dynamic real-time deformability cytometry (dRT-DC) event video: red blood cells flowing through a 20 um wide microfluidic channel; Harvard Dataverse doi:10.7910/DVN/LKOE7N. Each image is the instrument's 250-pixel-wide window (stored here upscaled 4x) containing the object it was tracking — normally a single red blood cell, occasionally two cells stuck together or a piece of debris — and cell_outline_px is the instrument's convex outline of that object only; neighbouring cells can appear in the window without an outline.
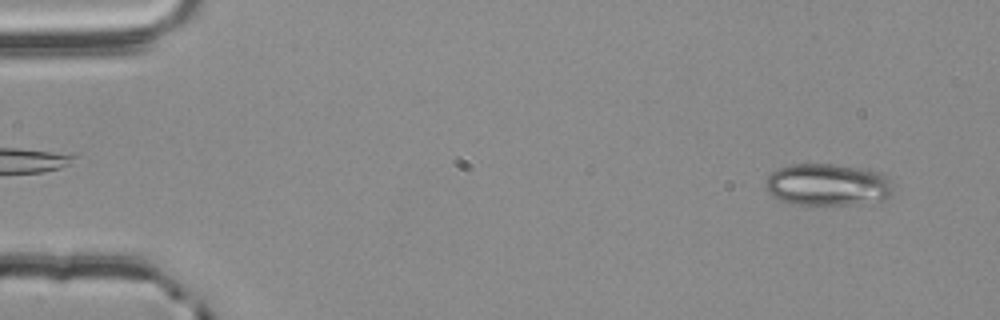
{"species": "common noctule bat (a hibernating species)", "species_latin": "Nyctalus noctula", "temperature_condition": "room temperature", "stored_images_in_passage": 56, "camera_frame_rate_fps": 3000, "um_per_image_px": 0.085, "animal": {"sex": "male", "body_mass_g": 20.4}, "frame": {"image": 1, "passage_image": 4, "time_ms": 1.0, "image_size_px": [1000, 320], "cell_outline_px": [[892, 192], [884, 200], [848, 204], [792, 204], [780, 200], [772, 196], [768, 192], [764, 184], [764, 180], [776, 168], [792, 164], [832, 164], [880, 172], [888, 176], [892, 180]], "centroid_in_image_um": [70.31, 15.69], "position_along_channel_um": 14.7, "area_um2": 31.27}}
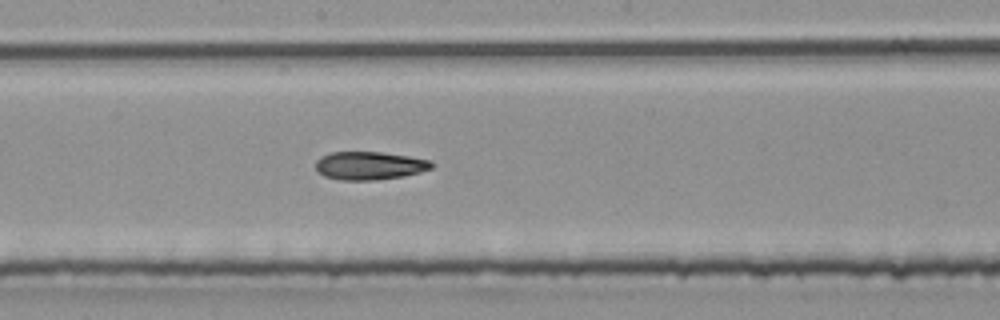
{"frame": {"image": 2, "passage_image": 30, "time_ms": 9.667, "image_size_px": [1000, 320], "cell_outline_px": [[432, 168], [420, 172], [404, 176], [372, 180], [340, 180], [324, 176], [316, 168], [316, 160], [320, 156], [332, 152], [380, 152], [408, 156], [432, 160]], "centroid_in_image_um": [31.4, 14.07], "position_along_channel_um": 216.8, "area_um2": 18.96}}
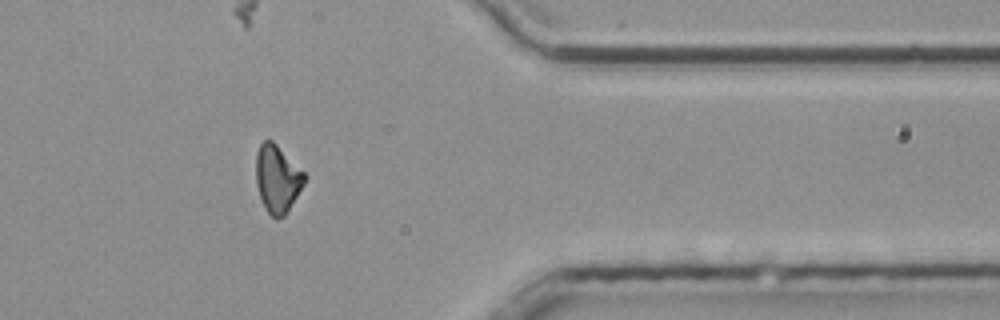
{"frame": {"image": 3, "passage_image": 45, "time_ms": 14.667, "image_size_px": [1000, 320], "cell_outline_px": [[308, 176], [304, 184], [284, 216], [276, 220], [268, 212], [260, 196], [256, 184], [256, 152], [260, 144], [264, 140], [272, 140]], "centroid_in_image_um": [23.57, 15.18], "position_along_channel_um": 387.8, "area_um2": 18.9}, "authors_computed_cell_mechanics": {"area_um2": 19.5653, "velocity_mm_per_s": 3.7809, "shape_relaxation_time_tau1_ms": 8.3325, "shape_relaxation_time_tau2_ms": 9.2443, "deformation_change_tau1": 0.2102, "deformation_change_tau2": 0.1796}}